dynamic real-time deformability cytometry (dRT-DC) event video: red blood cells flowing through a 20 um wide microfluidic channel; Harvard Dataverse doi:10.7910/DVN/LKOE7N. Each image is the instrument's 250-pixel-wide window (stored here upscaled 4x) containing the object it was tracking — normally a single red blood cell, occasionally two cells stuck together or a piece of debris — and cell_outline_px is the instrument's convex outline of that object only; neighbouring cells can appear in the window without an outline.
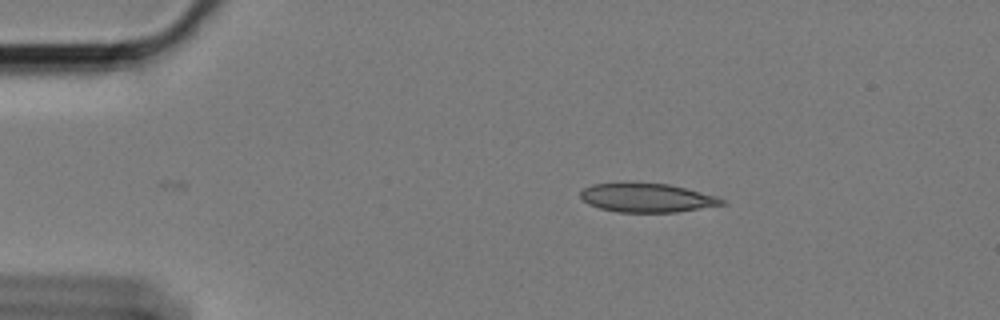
{"species": "Egyptian fruit bat (a non-hibernating species)", "species_latin": "Rousettus aegyptiacus", "temperature_condition": "cold", "stored_images_in_passage": 38, "camera_frame_rate_fps": 3000, "um_per_image_px": 0.085, "animal": {"sex": "female"}, "frame": {"image": 1, "passage_image": 1, "time_ms": 0.0, "image_size_px": [1000, 320], "cell_outline_px": [[728, 204], [676, 212], [620, 212], [600, 208], [588, 204], [580, 196], [580, 192], [584, 188], [592, 184], [668, 184], [716, 196], [724, 200]], "centroid_in_image_um": [55.01, 16.83], "position_along_channel_um": 30.0, "area_um2": 23.24}}
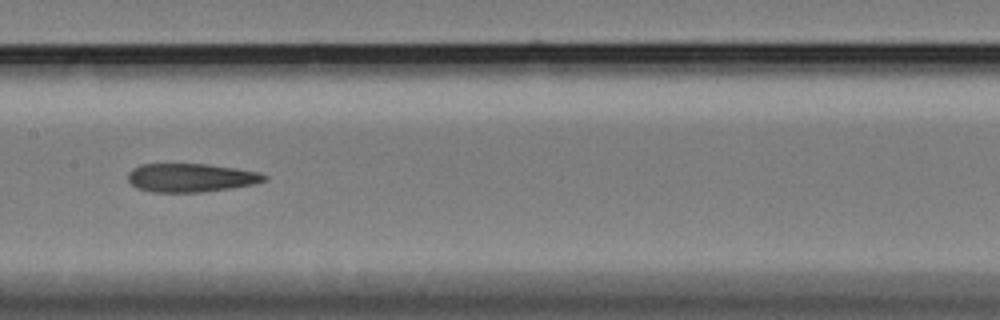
{"frame": {"image": 2, "passage_image": 20, "time_ms": 6.333, "image_size_px": [1000, 320], "cell_outline_px": [[268, 180], [252, 184], [204, 192], [152, 192], [136, 188], [128, 180], [128, 172], [132, 168], [140, 164], [208, 164], [236, 168], [260, 172], [268, 176]], "centroid_in_image_um": [16.21, 15.1], "position_along_channel_um": 191.2, "area_um2": 22.77}}
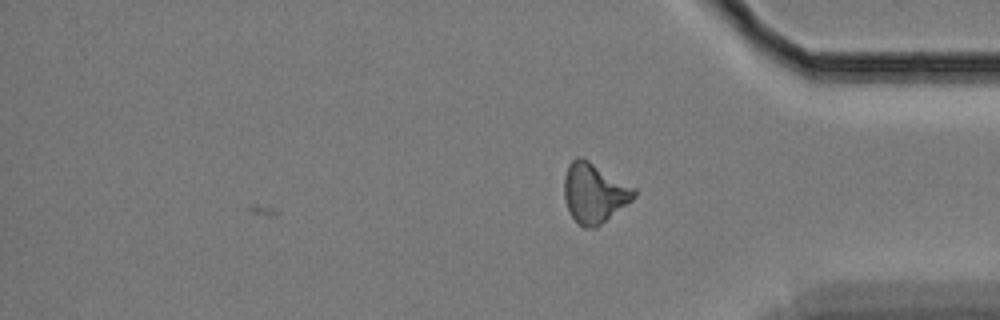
{"frame": {"image": 3, "passage_image": 38, "time_ms": 12.333, "image_size_px": [1000, 320], "cell_outline_px": [[636, 196], [632, 200], [596, 228], [584, 228], [576, 224], [564, 200], [564, 176], [568, 164], [576, 156], [580, 156], [588, 160], [636, 188]], "centroid_in_image_um": [50.49, 16.4], "position_along_channel_um": 384.7, "area_um2": 24.45}}